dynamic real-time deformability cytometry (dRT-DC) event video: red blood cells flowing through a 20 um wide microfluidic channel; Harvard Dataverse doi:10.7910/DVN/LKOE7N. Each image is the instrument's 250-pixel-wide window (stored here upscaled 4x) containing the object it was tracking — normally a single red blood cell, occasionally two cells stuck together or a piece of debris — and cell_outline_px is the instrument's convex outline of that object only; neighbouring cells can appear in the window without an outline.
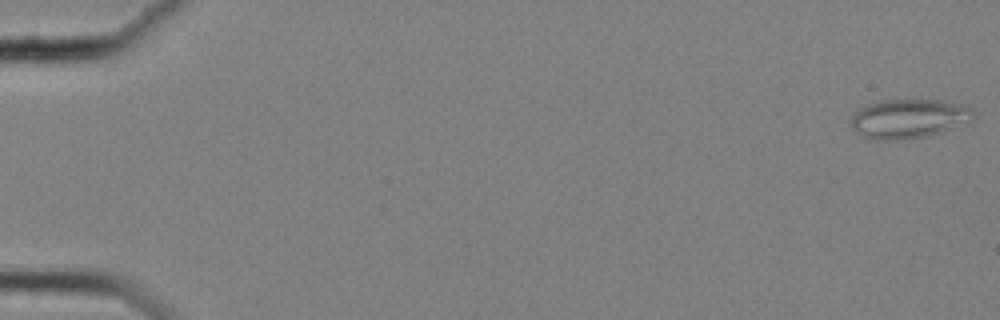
{"species": "common noctule bat (a hibernating species)", "species_latin": "Nyctalus noctula", "temperature_condition": "cold", "stored_images_in_passage": 58, "camera_frame_rate_fps": 3000, "um_per_image_px": 0.085, "animal": {"sex": "female", "body_mass_g": 25.1}, "frame": {"image": 1, "passage_image": 1, "time_ms": 0.0, "image_size_px": [1000, 320], "cell_outline_px": [[972, 120], [940, 132], [928, 136], [900, 140], [872, 140], [860, 136], [852, 128], [852, 116], [860, 108], [868, 104], [880, 100], [940, 100], [960, 104], [972, 108]], "centroid_in_image_um": [77.19, 10.09], "position_along_channel_um": 7.8, "area_um2": 27.86}}
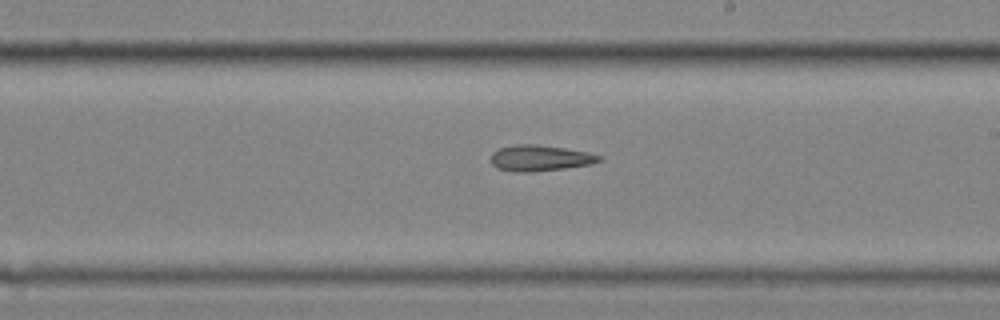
{"frame": {"image": 2, "passage_image": 35, "time_ms": 11.333, "image_size_px": [1000, 320], "cell_outline_px": [[604, 160], [592, 164], [564, 168], [532, 172], [516, 172], [496, 168], [492, 164], [492, 152], [500, 148], [516, 144], [536, 144], [564, 148], [588, 152], [604, 156]], "centroid_in_image_um": [45.94, 13.44], "position_along_channel_um": 243.1, "area_um2": 16.47}}
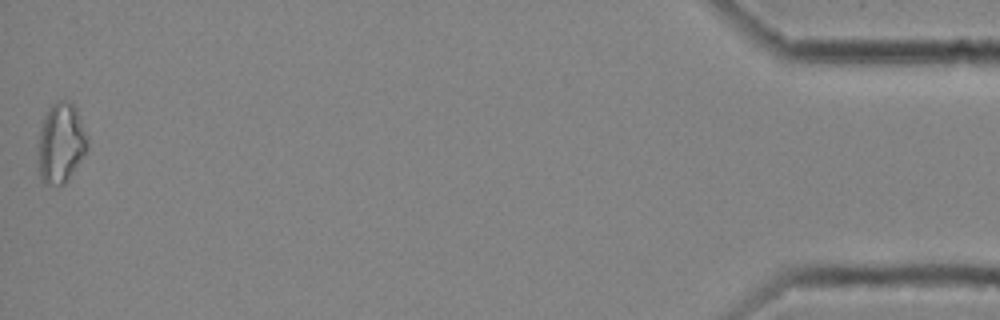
{"frame": {"image": 3, "passage_image": 58, "time_ms": 19.0, "image_size_px": [1000, 320], "cell_outline_px": [[88, 148], [64, 184], [44, 184], [40, 180], [40, 128], [44, 116], [48, 108], [52, 104], [60, 100], [68, 100], [76, 108], [88, 136]], "centroid_in_image_um": [5.2, 12.12], "position_along_channel_um": 430.0, "area_um2": 22.54}}